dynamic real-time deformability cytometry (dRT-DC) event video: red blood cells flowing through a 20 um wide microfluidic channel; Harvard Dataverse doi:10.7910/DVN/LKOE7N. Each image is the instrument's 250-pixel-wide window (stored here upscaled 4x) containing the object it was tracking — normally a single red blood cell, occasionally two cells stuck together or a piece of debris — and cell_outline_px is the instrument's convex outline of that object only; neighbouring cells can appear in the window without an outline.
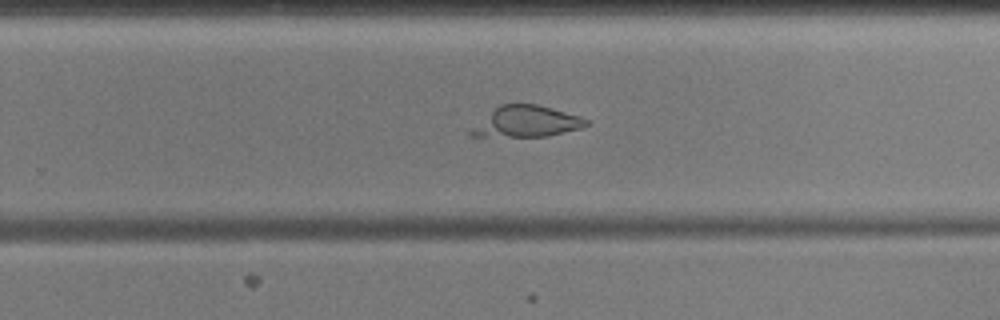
{"species": "common noctule bat (a hibernating species)", "species_latin": "Nyctalus noctula", "temperature_condition": "cold", "stored_images_in_passage": 43, "camera_frame_rate_fps": 3000, "um_per_image_px": 0.085, "animal": {"sex": "male", "body_mass_g": 17.9, "forearm_length_mm": 54.2}, "frame": {"image": 1, "passage_image": 22, "time_ms": 7.0, "image_size_px": [1000, 320], "cell_outline_px": [[592, 124], [580, 128], [548, 136], [468, 136], [468, 132], [472, 128], [500, 104], [536, 104], [552, 108], [580, 116], [588, 120]], "centroid_in_image_um": [44.79, 10.34], "position_along_channel_um": 285.0, "area_um2": 20.52}}